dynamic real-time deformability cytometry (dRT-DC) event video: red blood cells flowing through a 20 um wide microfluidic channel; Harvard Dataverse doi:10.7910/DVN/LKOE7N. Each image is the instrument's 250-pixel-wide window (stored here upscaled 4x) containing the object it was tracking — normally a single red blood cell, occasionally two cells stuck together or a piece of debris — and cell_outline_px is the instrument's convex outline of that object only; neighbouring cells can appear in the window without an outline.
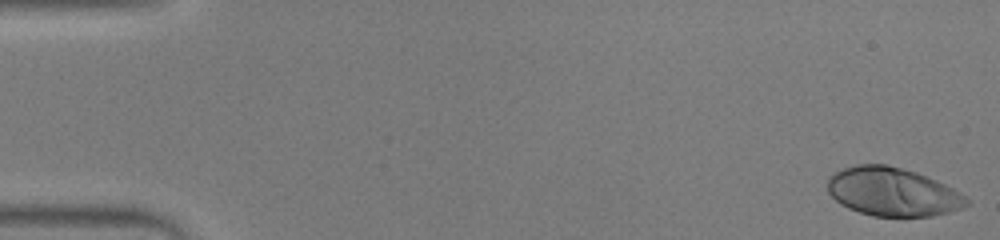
{"species": "human", "species_latin": "Homo sapiens", "temperature_condition": "warm", "stored_images_in_passage": 52, "camera_frame_rate_fps": 3000, "um_per_image_px": 0.085, "donor": {"sex": "male"}, "frame": {"image": 1, "passage_image": 1, "time_ms": 0.0, "image_size_px": [1000, 240], "cell_outline_px": [[968, 204], [960, 208], [948, 212], [932, 216], [872, 216], [848, 208], [840, 204], [828, 192], [828, 176], [832, 172], [856, 164], [888, 164], [916, 172], [936, 180], [960, 192], [968, 200]], "centroid_in_image_um": [75.83, 16.29], "position_along_channel_um": 9.2, "area_um2": 39.25}}
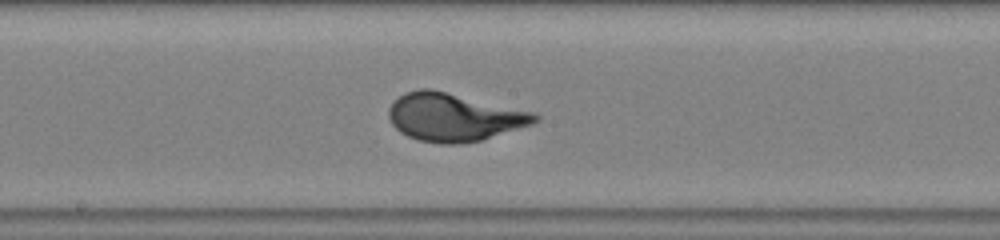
{"frame": {"image": 2, "passage_image": 28, "time_ms": 9.0, "image_size_px": [1000, 240], "cell_outline_px": [[540, 120], [532, 124], [480, 140], [460, 144], [440, 144], [416, 140], [400, 132], [392, 124], [388, 116], [388, 108], [404, 92], [420, 88], [432, 88], [536, 112], [540, 116]], "centroid_in_image_um": [38.59, 9.95], "position_along_channel_um": 209.6, "area_um2": 41.15}}
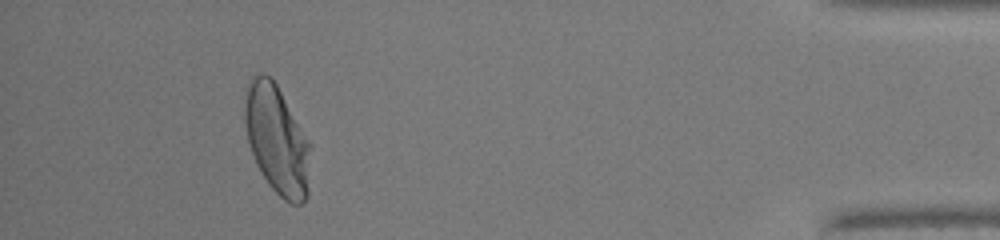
{"frame": {"image": 3, "passage_image": 48, "time_ms": 15.667, "image_size_px": [1000, 240], "cell_outline_px": [[312, 144], [308, 196], [300, 204], [288, 204], [268, 184], [256, 164], [248, 140], [244, 124], [244, 104], [248, 80], [252, 76], [260, 72], [264, 72], [276, 84]], "centroid_in_image_um": [23.56, 11.89], "position_along_channel_um": 411.6, "area_um2": 42.19}}